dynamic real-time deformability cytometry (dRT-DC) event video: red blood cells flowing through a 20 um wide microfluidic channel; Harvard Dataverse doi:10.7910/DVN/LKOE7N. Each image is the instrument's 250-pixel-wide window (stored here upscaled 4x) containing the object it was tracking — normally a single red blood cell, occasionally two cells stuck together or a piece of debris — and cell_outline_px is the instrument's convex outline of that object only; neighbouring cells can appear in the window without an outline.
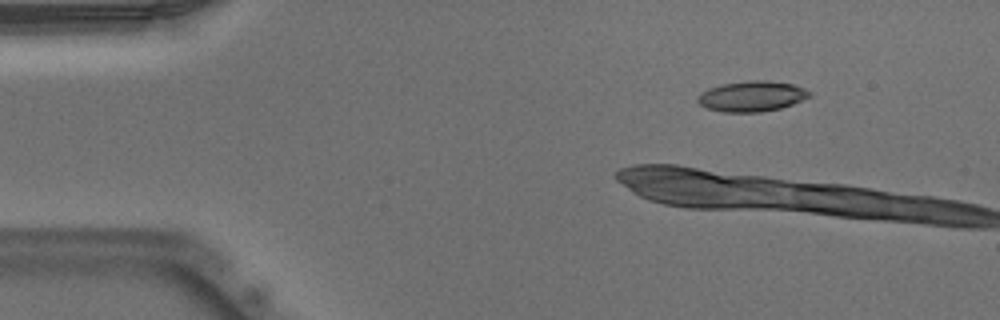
{"species": "Egyptian fruit bat (a non-hibernating species)", "species_latin": "Rousettus aegyptiacus", "temperature_condition": "warm", "stored_images_in_passage": 9, "camera_frame_rate_fps": 3000, "um_per_image_px": 0.085, "animal": {"sex": "male"}, "frame": {"image": 1, "passage_image": 7, "time_ms": 2.0, "image_size_px": [1000, 320], "cell_outline_px": [[812, 96], [792, 104], [780, 108], [760, 112], [724, 112], [708, 108], [700, 104], [696, 100], [696, 96], [700, 92], [708, 88], [724, 84], [752, 80], [768, 80], [792, 84], [804, 88], [812, 92]], "centroid_in_image_um": [63.91, 8.18], "position_along_channel_um": 21.1, "area_um2": 19.88}}